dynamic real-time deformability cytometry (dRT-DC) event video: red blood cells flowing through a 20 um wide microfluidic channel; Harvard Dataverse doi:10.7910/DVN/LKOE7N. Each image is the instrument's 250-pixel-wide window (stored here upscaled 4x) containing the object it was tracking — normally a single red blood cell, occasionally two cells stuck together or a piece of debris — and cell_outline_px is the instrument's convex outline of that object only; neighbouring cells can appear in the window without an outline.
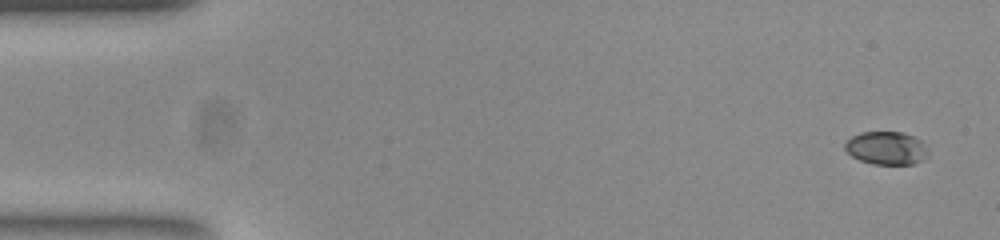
{"species": "common noctule bat (a hibernating species)", "species_latin": "Nyctalus noctula", "temperature_condition": "room temperature", "stored_images_in_passage": 52, "camera_frame_rate_fps": 3000, "um_per_image_px": 0.085, "animal": {"sex": "female", "body_mass_g": 23.0, "forearm_length_mm": 53.4}, "frame": {"image": 1, "passage_image": 1, "time_ms": 0.0, "image_size_px": [1000, 240], "cell_outline_px": [[928, 152], [924, 160], [916, 164], [872, 164], [860, 160], [852, 156], [844, 148], [844, 144], [852, 136], [860, 132], [904, 132], [920, 140], [924, 144]], "centroid_in_image_um": [75.35, 12.59], "position_along_channel_um": 9.7, "area_um2": 16.07}}
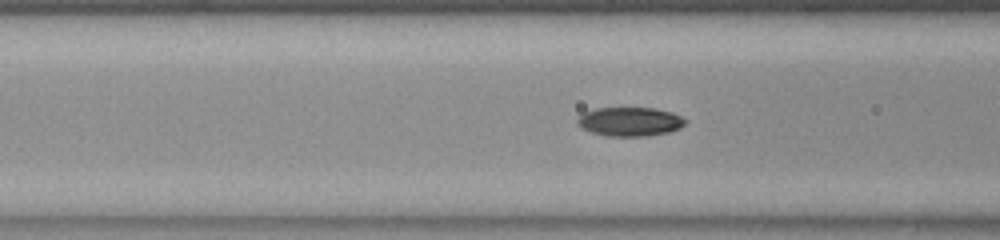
{"frame": {"image": 2, "passage_image": 19, "time_ms": 6.0, "image_size_px": [1000, 240], "cell_outline_px": [[688, 120], [680, 128], [668, 132], [648, 136], [608, 136], [592, 132], [576, 124], [576, 120], [584, 112], [596, 108], [656, 108], [672, 112]], "centroid_in_image_um": [53.56, 10.33], "position_along_channel_um": 113.0, "area_um2": 18.21}}
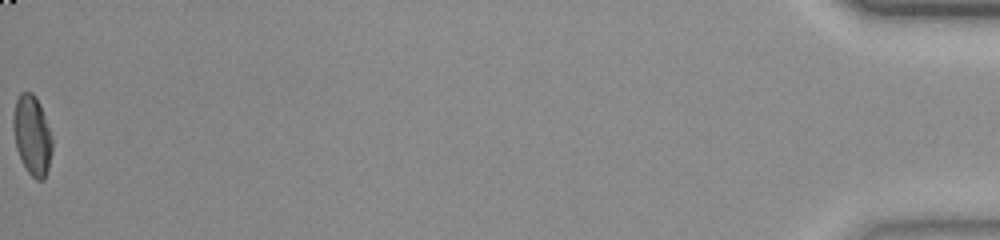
{"frame": {"image": 3, "passage_image": 52, "time_ms": 17.0, "image_size_px": [1000, 240], "cell_outline_px": [[52, 152], [48, 168], [44, 180], [36, 180], [28, 172], [16, 148], [12, 128], [12, 116], [16, 100], [20, 92], [32, 92], [36, 96], [40, 104], [52, 140]], "centroid_in_image_um": [2.71, 11.48], "position_along_channel_um": 432.5, "area_um2": 18.03}, "authors_computed_cell_mechanics": {"area_um2": 18.0625, "velocity_mm_per_s": 3.8796, "shape_relaxation_time_tau1_ms": 3.4852, "shape_relaxation_time_tau2_ms": 2.4305, "deformation_change_tau1": 0.1785, "deformation_change_tau2": 0.0599}}